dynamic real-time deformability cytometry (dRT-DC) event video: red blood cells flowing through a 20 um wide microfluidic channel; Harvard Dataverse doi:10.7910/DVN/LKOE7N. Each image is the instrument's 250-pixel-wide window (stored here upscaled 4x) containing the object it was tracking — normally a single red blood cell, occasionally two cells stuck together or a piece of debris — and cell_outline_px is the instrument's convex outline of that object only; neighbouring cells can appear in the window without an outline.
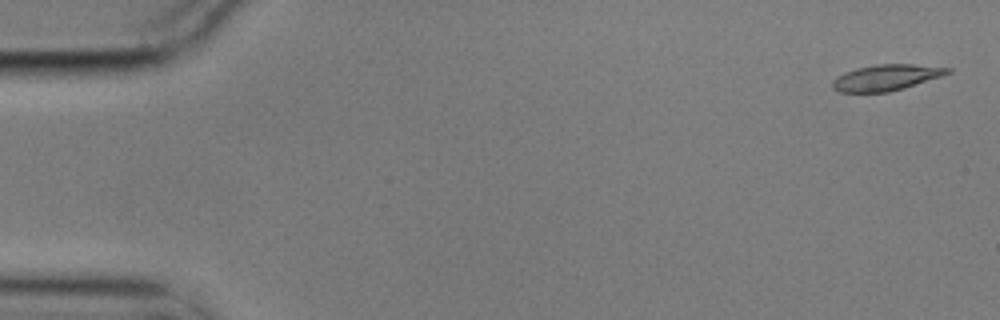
{"species": "common noctule bat (a hibernating species)", "species_latin": "Nyctalus noctula", "temperature_condition": "cold", "stored_images_in_passage": 55, "camera_frame_rate_fps": 3000, "um_per_image_px": 0.085, "animal": {"sex": "male", "body_mass_g": 17.9}, "frame": {"image": 1, "passage_image": 1, "time_ms": 0.0, "image_size_px": [1000, 320], "cell_outline_px": [[952, 72], [944, 76], [904, 88], [888, 92], [840, 92], [832, 88], [832, 80], [836, 76], [856, 68], [876, 64], [912, 64], [952, 68]], "centroid_in_image_um": [75.35, 6.59], "position_along_channel_um": 9.7, "area_um2": 17.57}}
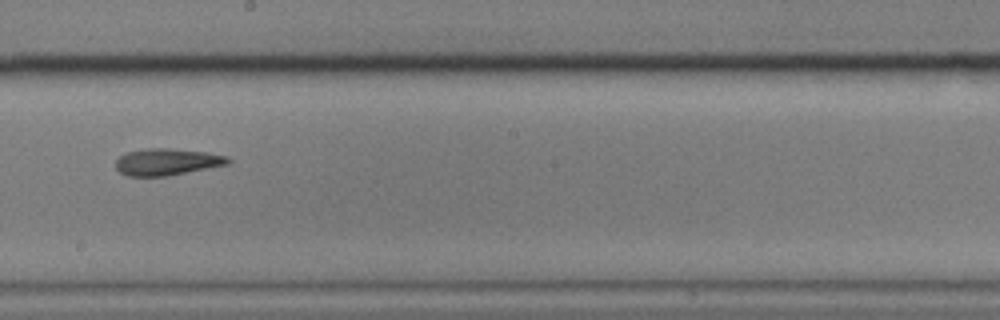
{"frame": {"image": 2, "passage_image": 31, "time_ms": 10.0, "image_size_px": [1000, 320], "cell_outline_px": [[232, 160], [228, 164], [168, 176], [128, 176], [120, 172], [116, 168], [116, 160], [120, 156], [128, 152], [148, 148], [168, 148], [204, 152], [228, 156]], "centroid_in_image_um": [14.2, 13.76], "position_along_channel_um": 234.0, "area_um2": 17.4}}
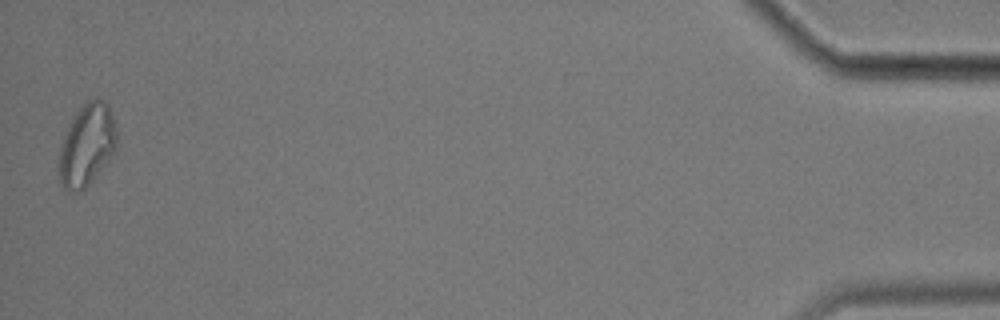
{"frame": {"image": 3, "passage_image": 55, "time_ms": 18.0, "image_size_px": [1000, 320], "cell_outline_px": [[116, 152], [92, 180], [80, 192], [68, 192], [60, 184], [60, 148], [72, 116], [88, 100], [96, 96], [104, 100], [108, 104], [116, 128]], "centroid_in_image_um": [7.4, 12.31], "position_along_channel_um": 427.8, "area_um2": 27.51}, "authors_computed_cell_mechanics": {"area_um2": 17.9758, "velocity_mm_per_s": 3.5391, "shape_relaxation_time_tau1_ms": 3.7848, "shape_relaxation_time_tau2_ms": 6.2265, "deformation_change_tau1": 0.1582, "deformation_change_tau2": 0.1549}}